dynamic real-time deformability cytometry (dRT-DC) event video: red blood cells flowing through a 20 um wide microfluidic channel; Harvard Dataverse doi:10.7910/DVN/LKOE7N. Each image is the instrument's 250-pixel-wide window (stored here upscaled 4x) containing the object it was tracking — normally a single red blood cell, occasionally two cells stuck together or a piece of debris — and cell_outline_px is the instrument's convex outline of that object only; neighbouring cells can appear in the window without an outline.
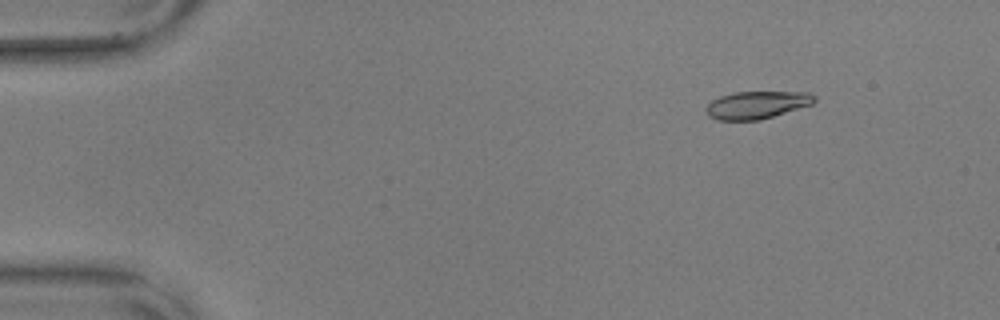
{"species": "common noctule bat (a hibernating species)", "species_latin": "Nyctalus noctula", "temperature_condition": "warm", "stored_images_in_passage": 56, "camera_frame_rate_fps": 3000, "um_per_image_px": 0.085, "animal": {"sex": "male", "body_mass_g": 17.9, "forearm_length_mm": 54.2}, "frame": {"image": 1, "passage_image": 7, "time_ms": 2.0, "image_size_px": [1000, 320], "cell_outline_px": [[816, 100], [812, 104], [760, 120], [716, 120], [708, 116], [704, 112], [704, 108], [712, 100], [720, 96], [736, 92], [812, 92], [816, 96]], "centroid_in_image_um": [64.31, 8.92], "position_along_channel_um": 20.7, "area_um2": 17.51}}
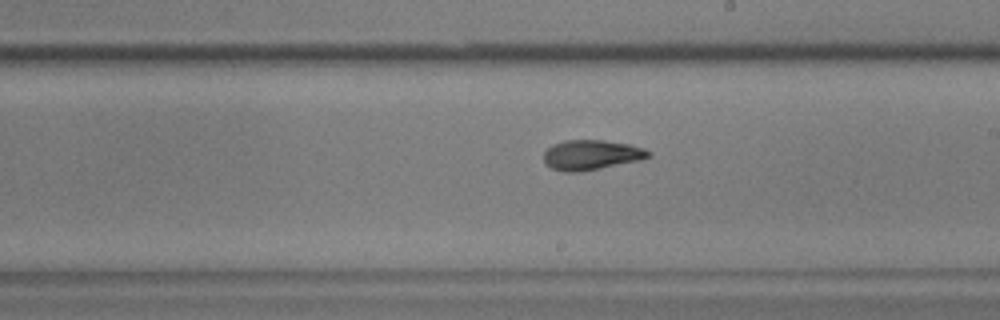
{"frame": {"image": 2, "passage_image": 33, "time_ms": 10.667, "image_size_px": [1000, 320], "cell_outline_px": [[652, 156], [640, 160], [580, 172], [564, 172], [552, 168], [544, 164], [544, 152], [552, 144], [564, 140], [604, 140], [628, 144], [644, 148], [652, 152]], "centroid_in_image_um": [50.26, 13.16], "position_along_channel_um": 238.7, "area_um2": 18.38}}
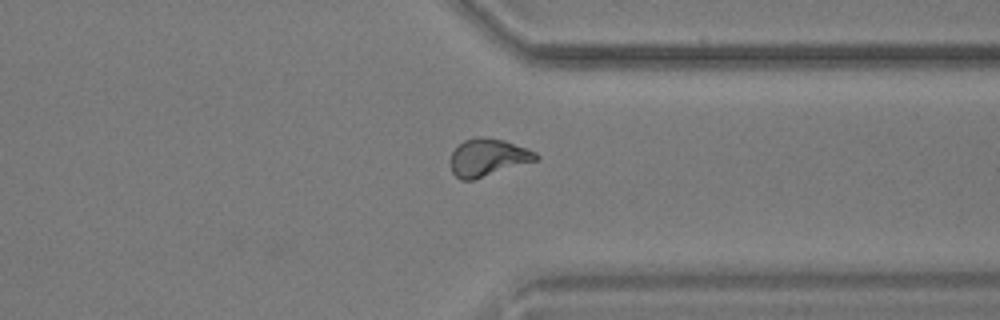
{"frame": {"image": 3, "passage_image": 44, "time_ms": 14.333, "image_size_px": [1000, 320], "cell_outline_px": [[540, 156], [536, 160], [472, 180], [460, 180], [452, 172], [448, 164], [448, 160], [452, 152], [464, 140], [476, 136], [504, 140], [528, 148], [536, 152]], "centroid_in_image_um": [41.42, 13.38], "position_along_channel_um": 370.0, "area_um2": 18.67}, "authors_computed_cell_mechanics": {"area_um2": 18.0336, "velocity_mm_per_s": 3.5957, "shape_relaxation_time_tau1_ms": 6.4479, "shape_relaxation_time_tau2_ms": 2.4075, "deformation_change_tau1": 0.2081, "deformation_change_tau2": 0.0764}}